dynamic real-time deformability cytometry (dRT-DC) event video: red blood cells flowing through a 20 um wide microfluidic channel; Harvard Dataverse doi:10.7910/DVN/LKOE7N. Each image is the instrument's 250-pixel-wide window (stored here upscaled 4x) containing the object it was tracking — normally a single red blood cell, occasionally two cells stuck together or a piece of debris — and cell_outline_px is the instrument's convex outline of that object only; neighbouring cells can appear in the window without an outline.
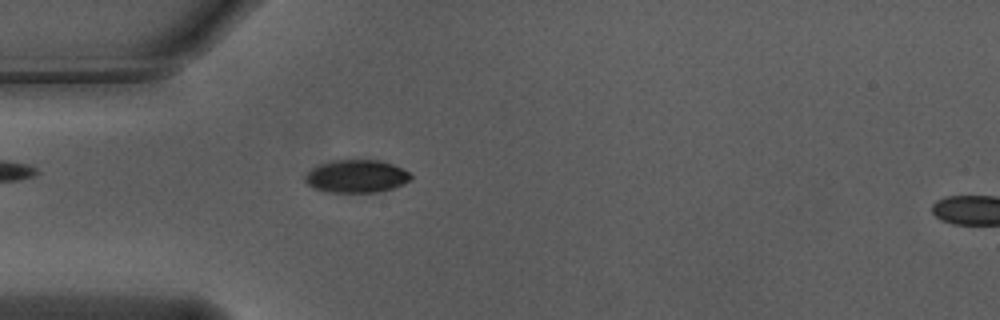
{"species": "Egyptian fruit bat (a non-hibernating species)", "species_latin": "Rousettus aegyptiacus", "temperature_condition": "warm", "stored_images_in_passage": 52, "camera_frame_rate_fps": 3000, "um_per_image_px": 0.085, "animal": {"sex": "male"}, "frame": {"image": 1, "passage_image": 13, "time_ms": 4.0, "image_size_px": [1000, 320], "cell_outline_px": [[412, 176], [408, 180], [392, 188], [376, 192], [328, 192], [316, 188], [308, 184], [304, 180], [304, 176], [312, 168], [320, 164], [332, 160], [380, 160], [392, 164], [408, 172]], "centroid_in_image_um": [30.26, 14.97], "position_along_channel_um": 54.7, "area_um2": 19.88}}
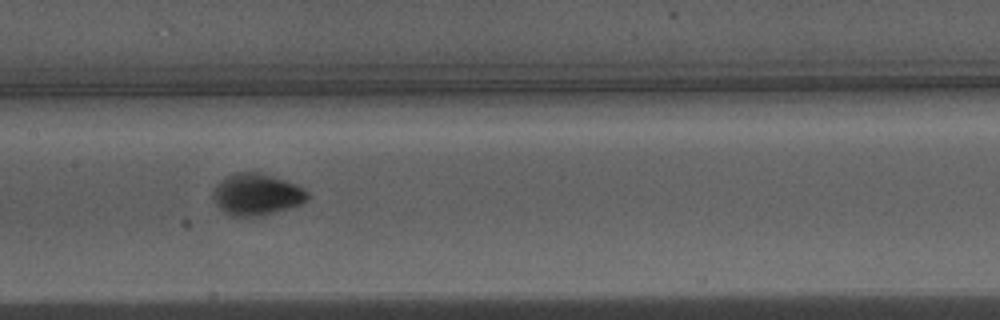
{"frame": {"image": 2, "passage_image": 24, "time_ms": 7.667, "image_size_px": [1000, 320], "cell_outline_px": [[308, 200], [300, 204], [288, 208], [256, 216], [232, 216], [224, 212], [216, 204], [212, 196], [216, 188], [228, 176], [236, 172], [260, 172], [296, 184], [308, 192]], "centroid_in_image_um": [21.83, 16.52], "position_along_channel_um": 185.6, "area_um2": 22.37}}
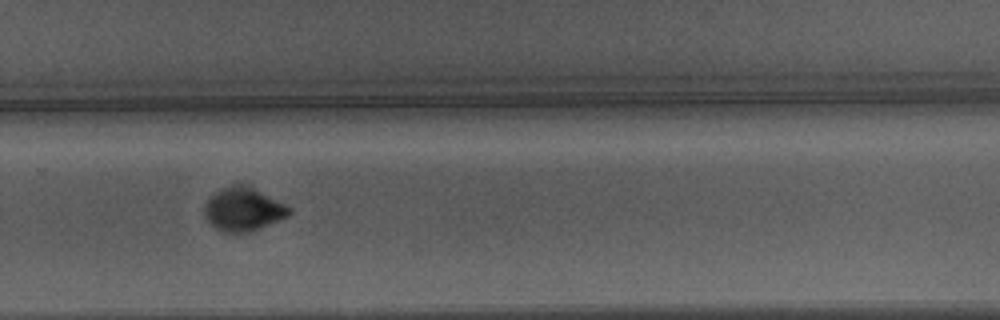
{"frame": {"image": 3, "passage_image": 34, "time_ms": 11.0, "image_size_px": [1000, 320], "cell_outline_px": [[292, 212], [288, 216], [248, 232], [224, 232], [216, 228], [208, 220], [204, 212], [204, 204], [220, 188], [232, 184], [248, 184], [292, 208]], "centroid_in_image_um": [20.68, 17.75], "position_along_channel_um": 309.1, "area_um2": 21.27}, "authors_computed_cell_mechanics": {"area_um2": 20.7213, "velocity_mm_per_s": 3.7202, "shape_relaxation_time_tau1_ms": 1.8701, "shape_relaxation_time_tau2_ms": null, "deformation_change_tau1": 0.1511, "deformation_change_tau2": null}}